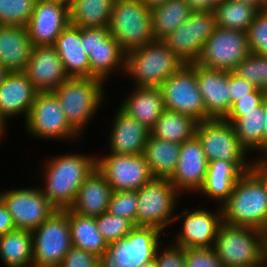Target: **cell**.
Listing matches in <instances>:
<instances>
[{
  "mask_svg": "<svg viewBox=\"0 0 267 267\" xmlns=\"http://www.w3.org/2000/svg\"><path fill=\"white\" fill-rule=\"evenodd\" d=\"M94 156L66 154L45 162V197L57 210L69 209L75 202L78 189L96 167Z\"/></svg>",
  "mask_w": 267,
  "mask_h": 267,
  "instance_id": "cell-1",
  "label": "cell"
},
{
  "mask_svg": "<svg viewBox=\"0 0 267 267\" xmlns=\"http://www.w3.org/2000/svg\"><path fill=\"white\" fill-rule=\"evenodd\" d=\"M220 206L223 222L228 225L267 228V189L252 169L241 175Z\"/></svg>",
  "mask_w": 267,
  "mask_h": 267,
  "instance_id": "cell-2",
  "label": "cell"
},
{
  "mask_svg": "<svg viewBox=\"0 0 267 267\" xmlns=\"http://www.w3.org/2000/svg\"><path fill=\"white\" fill-rule=\"evenodd\" d=\"M184 65L163 40H154L126 53L125 72L135 86L160 87Z\"/></svg>",
  "mask_w": 267,
  "mask_h": 267,
  "instance_id": "cell-3",
  "label": "cell"
},
{
  "mask_svg": "<svg viewBox=\"0 0 267 267\" xmlns=\"http://www.w3.org/2000/svg\"><path fill=\"white\" fill-rule=\"evenodd\" d=\"M104 81L90 77H69L52 92L70 126L80 135L98 111L104 97Z\"/></svg>",
  "mask_w": 267,
  "mask_h": 267,
  "instance_id": "cell-4",
  "label": "cell"
},
{
  "mask_svg": "<svg viewBox=\"0 0 267 267\" xmlns=\"http://www.w3.org/2000/svg\"><path fill=\"white\" fill-rule=\"evenodd\" d=\"M108 29L125 53L155 40L151 10L142 0H115Z\"/></svg>",
  "mask_w": 267,
  "mask_h": 267,
  "instance_id": "cell-5",
  "label": "cell"
},
{
  "mask_svg": "<svg viewBox=\"0 0 267 267\" xmlns=\"http://www.w3.org/2000/svg\"><path fill=\"white\" fill-rule=\"evenodd\" d=\"M162 233L155 227L135 226L125 237L108 244L99 267H140L154 260Z\"/></svg>",
  "mask_w": 267,
  "mask_h": 267,
  "instance_id": "cell-6",
  "label": "cell"
},
{
  "mask_svg": "<svg viewBox=\"0 0 267 267\" xmlns=\"http://www.w3.org/2000/svg\"><path fill=\"white\" fill-rule=\"evenodd\" d=\"M195 135L208 162L215 160L233 162L243 173L251 169L252 162L246 161L245 154L248 151L238 140L232 123L223 118L204 120L198 122Z\"/></svg>",
  "mask_w": 267,
  "mask_h": 267,
  "instance_id": "cell-7",
  "label": "cell"
},
{
  "mask_svg": "<svg viewBox=\"0 0 267 267\" xmlns=\"http://www.w3.org/2000/svg\"><path fill=\"white\" fill-rule=\"evenodd\" d=\"M180 193L169 178L153 177L137 190L136 226L155 227L161 231L175 222L173 212ZM173 214V215H172Z\"/></svg>",
  "mask_w": 267,
  "mask_h": 267,
  "instance_id": "cell-8",
  "label": "cell"
},
{
  "mask_svg": "<svg viewBox=\"0 0 267 267\" xmlns=\"http://www.w3.org/2000/svg\"><path fill=\"white\" fill-rule=\"evenodd\" d=\"M213 248L224 267L262 264V230L223 222Z\"/></svg>",
  "mask_w": 267,
  "mask_h": 267,
  "instance_id": "cell-9",
  "label": "cell"
},
{
  "mask_svg": "<svg viewBox=\"0 0 267 267\" xmlns=\"http://www.w3.org/2000/svg\"><path fill=\"white\" fill-rule=\"evenodd\" d=\"M31 232L33 236V267H58L73 246L68 209L56 210Z\"/></svg>",
  "mask_w": 267,
  "mask_h": 267,
  "instance_id": "cell-10",
  "label": "cell"
},
{
  "mask_svg": "<svg viewBox=\"0 0 267 267\" xmlns=\"http://www.w3.org/2000/svg\"><path fill=\"white\" fill-rule=\"evenodd\" d=\"M165 109L192 116L198 122L211 119L198 89L196 63L185 64L160 86Z\"/></svg>",
  "mask_w": 267,
  "mask_h": 267,
  "instance_id": "cell-11",
  "label": "cell"
},
{
  "mask_svg": "<svg viewBox=\"0 0 267 267\" xmlns=\"http://www.w3.org/2000/svg\"><path fill=\"white\" fill-rule=\"evenodd\" d=\"M250 53L247 32L216 26L205 41L196 63L210 69L233 72Z\"/></svg>",
  "mask_w": 267,
  "mask_h": 267,
  "instance_id": "cell-12",
  "label": "cell"
},
{
  "mask_svg": "<svg viewBox=\"0 0 267 267\" xmlns=\"http://www.w3.org/2000/svg\"><path fill=\"white\" fill-rule=\"evenodd\" d=\"M25 123L26 131L35 138L73 141L80 136L68 123L52 91L37 93Z\"/></svg>",
  "mask_w": 267,
  "mask_h": 267,
  "instance_id": "cell-13",
  "label": "cell"
},
{
  "mask_svg": "<svg viewBox=\"0 0 267 267\" xmlns=\"http://www.w3.org/2000/svg\"><path fill=\"white\" fill-rule=\"evenodd\" d=\"M215 27L214 11H193L163 41L181 61L193 64L199 59L205 41L213 34Z\"/></svg>",
  "mask_w": 267,
  "mask_h": 267,
  "instance_id": "cell-14",
  "label": "cell"
},
{
  "mask_svg": "<svg viewBox=\"0 0 267 267\" xmlns=\"http://www.w3.org/2000/svg\"><path fill=\"white\" fill-rule=\"evenodd\" d=\"M0 200L11 214L16 229L32 231L57 210L45 197L41 187L1 192Z\"/></svg>",
  "mask_w": 267,
  "mask_h": 267,
  "instance_id": "cell-15",
  "label": "cell"
},
{
  "mask_svg": "<svg viewBox=\"0 0 267 267\" xmlns=\"http://www.w3.org/2000/svg\"><path fill=\"white\" fill-rule=\"evenodd\" d=\"M96 167L104 174L113 191H137L153 178L143 154L109 153L96 159Z\"/></svg>",
  "mask_w": 267,
  "mask_h": 267,
  "instance_id": "cell-16",
  "label": "cell"
},
{
  "mask_svg": "<svg viewBox=\"0 0 267 267\" xmlns=\"http://www.w3.org/2000/svg\"><path fill=\"white\" fill-rule=\"evenodd\" d=\"M219 208L216 211L218 213L214 214L205 208L195 209L192 212L185 209L181 214H176L174 221L181 219L183 223L174 244L182 248L213 247L223 223L222 209Z\"/></svg>",
  "mask_w": 267,
  "mask_h": 267,
  "instance_id": "cell-17",
  "label": "cell"
},
{
  "mask_svg": "<svg viewBox=\"0 0 267 267\" xmlns=\"http://www.w3.org/2000/svg\"><path fill=\"white\" fill-rule=\"evenodd\" d=\"M208 164L201 143L194 135L180 144L177 167L169 180L181 194L198 192L205 182Z\"/></svg>",
  "mask_w": 267,
  "mask_h": 267,
  "instance_id": "cell-18",
  "label": "cell"
},
{
  "mask_svg": "<svg viewBox=\"0 0 267 267\" xmlns=\"http://www.w3.org/2000/svg\"><path fill=\"white\" fill-rule=\"evenodd\" d=\"M69 24V8L66 5L53 0H36L26 27L33 46H46L54 45Z\"/></svg>",
  "mask_w": 267,
  "mask_h": 267,
  "instance_id": "cell-19",
  "label": "cell"
},
{
  "mask_svg": "<svg viewBox=\"0 0 267 267\" xmlns=\"http://www.w3.org/2000/svg\"><path fill=\"white\" fill-rule=\"evenodd\" d=\"M23 72L39 92L53 91L69 78L54 45L33 46Z\"/></svg>",
  "mask_w": 267,
  "mask_h": 267,
  "instance_id": "cell-20",
  "label": "cell"
},
{
  "mask_svg": "<svg viewBox=\"0 0 267 267\" xmlns=\"http://www.w3.org/2000/svg\"><path fill=\"white\" fill-rule=\"evenodd\" d=\"M196 78L206 114L211 119L224 118L230 110L229 71L196 63Z\"/></svg>",
  "mask_w": 267,
  "mask_h": 267,
  "instance_id": "cell-21",
  "label": "cell"
},
{
  "mask_svg": "<svg viewBox=\"0 0 267 267\" xmlns=\"http://www.w3.org/2000/svg\"><path fill=\"white\" fill-rule=\"evenodd\" d=\"M38 92L23 71L8 72L0 85L1 119L21 114L26 120Z\"/></svg>",
  "mask_w": 267,
  "mask_h": 267,
  "instance_id": "cell-22",
  "label": "cell"
},
{
  "mask_svg": "<svg viewBox=\"0 0 267 267\" xmlns=\"http://www.w3.org/2000/svg\"><path fill=\"white\" fill-rule=\"evenodd\" d=\"M117 111L110 130V153L143 154L151 131L121 108H118Z\"/></svg>",
  "mask_w": 267,
  "mask_h": 267,
  "instance_id": "cell-23",
  "label": "cell"
},
{
  "mask_svg": "<svg viewBox=\"0 0 267 267\" xmlns=\"http://www.w3.org/2000/svg\"><path fill=\"white\" fill-rule=\"evenodd\" d=\"M112 192L104 174L95 167L78 189L70 209L80 215L98 217L107 212Z\"/></svg>",
  "mask_w": 267,
  "mask_h": 267,
  "instance_id": "cell-24",
  "label": "cell"
},
{
  "mask_svg": "<svg viewBox=\"0 0 267 267\" xmlns=\"http://www.w3.org/2000/svg\"><path fill=\"white\" fill-rule=\"evenodd\" d=\"M32 49L27 27L0 25V65L9 72L23 71Z\"/></svg>",
  "mask_w": 267,
  "mask_h": 267,
  "instance_id": "cell-25",
  "label": "cell"
},
{
  "mask_svg": "<svg viewBox=\"0 0 267 267\" xmlns=\"http://www.w3.org/2000/svg\"><path fill=\"white\" fill-rule=\"evenodd\" d=\"M135 87L120 108L151 131L165 110L161 88Z\"/></svg>",
  "mask_w": 267,
  "mask_h": 267,
  "instance_id": "cell-26",
  "label": "cell"
},
{
  "mask_svg": "<svg viewBox=\"0 0 267 267\" xmlns=\"http://www.w3.org/2000/svg\"><path fill=\"white\" fill-rule=\"evenodd\" d=\"M68 77H90L89 55L81 42V28L69 24L54 44Z\"/></svg>",
  "mask_w": 267,
  "mask_h": 267,
  "instance_id": "cell-27",
  "label": "cell"
},
{
  "mask_svg": "<svg viewBox=\"0 0 267 267\" xmlns=\"http://www.w3.org/2000/svg\"><path fill=\"white\" fill-rule=\"evenodd\" d=\"M242 174L243 172L233 162L210 161L205 182L198 193L223 204Z\"/></svg>",
  "mask_w": 267,
  "mask_h": 267,
  "instance_id": "cell-28",
  "label": "cell"
},
{
  "mask_svg": "<svg viewBox=\"0 0 267 267\" xmlns=\"http://www.w3.org/2000/svg\"><path fill=\"white\" fill-rule=\"evenodd\" d=\"M223 119L232 123L238 140L247 151L259 150L263 154V103L257 107V111L228 112Z\"/></svg>",
  "mask_w": 267,
  "mask_h": 267,
  "instance_id": "cell-29",
  "label": "cell"
},
{
  "mask_svg": "<svg viewBox=\"0 0 267 267\" xmlns=\"http://www.w3.org/2000/svg\"><path fill=\"white\" fill-rule=\"evenodd\" d=\"M68 219L74 247L99 257L107 250L108 243L97 229L96 217L80 215L69 208Z\"/></svg>",
  "mask_w": 267,
  "mask_h": 267,
  "instance_id": "cell-30",
  "label": "cell"
},
{
  "mask_svg": "<svg viewBox=\"0 0 267 267\" xmlns=\"http://www.w3.org/2000/svg\"><path fill=\"white\" fill-rule=\"evenodd\" d=\"M180 144L149 135L143 155L153 177L170 178L177 167Z\"/></svg>",
  "mask_w": 267,
  "mask_h": 267,
  "instance_id": "cell-31",
  "label": "cell"
},
{
  "mask_svg": "<svg viewBox=\"0 0 267 267\" xmlns=\"http://www.w3.org/2000/svg\"><path fill=\"white\" fill-rule=\"evenodd\" d=\"M0 258L6 267H33V236L15 229L0 237Z\"/></svg>",
  "mask_w": 267,
  "mask_h": 267,
  "instance_id": "cell-32",
  "label": "cell"
},
{
  "mask_svg": "<svg viewBox=\"0 0 267 267\" xmlns=\"http://www.w3.org/2000/svg\"><path fill=\"white\" fill-rule=\"evenodd\" d=\"M126 53L110 34L89 54L90 78L106 81L116 69L125 72Z\"/></svg>",
  "mask_w": 267,
  "mask_h": 267,
  "instance_id": "cell-33",
  "label": "cell"
},
{
  "mask_svg": "<svg viewBox=\"0 0 267 267\" xmlns=\"http://www.w3.org/2000/svg\"><path fill=\"white\" fill-rule=\"evenodd\" d=\"M115 0H74L69 7L70 24L80 28L108 27Z\"/></svg>",
  "mask_w": 267,
  "mask_h": 267,
  "instance_id": "cell-34",
  "label": "cell"
},
{
  "mask_svg": "<svg viewBox=\"0 0 267 267\" xmlns=\"http://www.w3.org/2000/svg\"><path fill=\"white\" fill-rule=\"evenodd\" d=\"M198 121L187 114L165 109L151 135L157 139L182 144L195 135Z\"/></svg>",
  "mask_w": 267,
  "mask_h": 267,
  "instance_id": "cell-35",
  "label": "cell"
},
{
  "mask_svg": "<svg viewBox=\"0 0 267 267\" xmlns=\"http://www.w3.org/2000/svg\"><path fill=\"white\" fill-rule=\"evenodd\" d=\"M193 10L185 0H168L151 9L155 40H163L190 17Z\"/></svg>",
  "mask_w": 267,
  "mask_h": 267,
  "instance_id": "cell-36",
  "label": "cell"
},
{
  "mask_svg": "<svg viewBox=\"0 0 267 267\" xmlns=\"http://www.w3.org/2000/svg\"><path fill=\"white\" fill-rule=\"evenodd\" d=\"M258 11L253 5L237 0H218L214 9L216 26L247 32Z\"/></svg>",
  "mask_w": 267,
  "mask_h": 267,
  "instance_id": "cell-37",
  "label": "cell"
},
{
  "mask_svg": "<svg viewBox=\"0 0 267 267\" xmlns=\"http://www.w3.org/2000/svg\"><path fill=\"white\" fill-rule=\"evenodd\" d=\"M233 72L256 88L267 92V56L251 52Z\"/></svg>",
  "mask_w": 267,
  "mask_h": 267,
  "instance_id": "cell-38",
  "label": "cell"
},
{
  "mask_svg": "<svg viewBox=\"0 0 267 267\" xmlns=\"http://www.w3.org/2000/svg\"><path fill=\"white\" fill-rule=\"evenodd\" d=\"M36 0H0V25L26 27Z\"/></svg>",
  "mask_w": 267,
  "mask_h": 267,
  "instance_id": "cell-39",
  "label": "cell"
},
{
  "mask_svg": "<svg viewBox=\"0 0 267 267\" xmlns=\"http://www.w3.org/2000/svg\"><path fill=\"white\" fill-rule=\"evenodd\" d=\"M96 224L108 244L125 237L135 227L129 219L108 212L96 217Z\"/></svg>",
  "mask_w": 267,
  "mask_h": 267,
  "instance_id": "cell-40",
  "label": "cell"
},
{
  "mask_svg": "<svg viewBox=\"0 0 267 267\" xmlns=\"http://www.w3.org/2000/svg\"><path fill=\"white\" fill-rule=\"evenodd\" d=\"M137 191L124 190L113 191L107 212L114 216L129 219L136 226V215L138 212Z\"/></svg>",
  "mask_w": 267,
  "mask_h": 267,
  "instance_id": "cell-41",
  "label": "cell"
},
{
  "mask_svg": "<svg viewBox=\"0 0 267 267\" xmlns=\"http://www.w3.org/2000/svg\"><path fill=\"white\" fill-rule=\"evenodd\" d=\"M248 45L252 53L267 56V9L259 10L249 25Z\"/></svg>",
  "mask_w": 267,
  "mask_h": 267,
  "instance_id": "cell-42",
  "label": "cell"
},
{
  "mask_svg": "<svg viewBox=\"0 0 267 267\" xmlns=\"http://www.w3.org/2000/svg\"><path fill=\"white\" fill-rule=\"evenodd\" d=\"M186 267H224L213 247L185 248Z\"/></svg>",
  "mask_w": 267,
  "mask_h": 267,
  "instance_id": "cell-43",
  "label": "cell"
},
{
  "mask_svg": "<svg viewBox=\"0 0 267 267\" xmlns=\"http://www.w3.org/2000/svg\"><path fill=\"white\" fill-rule=\"evenodd\" d=\"M160 246H158L155 254L157 267H186L185 248L172 243L170 246L165 247V249L163 248L161 252Z\"/></svg>",
  "mask_w": 267,
  "mask_h": 267,
  "instance_id": "cell-44",
  "label": "cell"
},
{
  "mask_svg": "<svg viewBox=\"0 0 267 267\" xmlns=\"http://www.w3.org/2000/svg\"><path fill=\"white\" fill-rule=\"evenodd\" d=\"M100 257L72 246L58 267H99Z\"/></svg>",
  "mask_w": 267,
  "mask_h": 267,
  "instance_id": "cell-45",
  "label": "cell"
},
{
  "mask_svg": "<svg viewBox=\"0 0 267 267\" xmlns=\"http://www.w3.org/2000/svg\"><path fill=\"white\" fill-rule=\"evenodd\" d=\"M267 92L256 88L252 93L247 94L244 98H240L231 105L229 112H250L257 111L265 97Z\"/></svg>",
  "mask_w": 267,
  "mask_h": 267,
  "instance_id": "cell-46",
  "label": "cell"
},
{
  "mask_svg": "<svg viewBox=\"0 0 267 267\" xmlns=\"http://www.w3.org/2000/svg\"><path fill=\"white\" fill-rule=\"evenodd\" d=\"M256 87L234 72H229L230 108L240 98L252 93Z\"/></svg>",
  "mask_w": 267,
  "mask_h": 267,
  "instance_id": "cell-47",
  "label": "cell"
},
{
  "mask_svg": "<svg viewBox=\"0 0 267 267\" xmlns=\"http://www.w3.org/2000/svg\"><path fill=\"white\" fill-rule=\"evenodd\" d=\"M108 35V27L81 28V42L85 52L89 55Z\"/></svg>",
  "mask_w": 267,
  "mask_h": 267,
  "instance_id": "cell-48",
  "label": "cell"
},
{
  "mask_svg": "<svg viewBox=\"0 0 267 267\" xmlns=\"http://www.w3.org/2000/svg\"><path fill=\"white\" fill-rule=\"evenodd\" d=\"M15 229V224L11 214L4 203L0 200V237Z\"/></svg>",
  "mask_w": 267,
  "mask_h": 267,
  "instance_id": "cell-49",
  "label": "cell"
},
{
  "mask_svg": "<svg viewBox=\"0 0 267 267\" xmlns=\"http://www.w3.org/2000/svg\"><path fill=\"white\" fill-rule=\"evenodd\" d=\"M193 11H214L218 0H185Z\"/></svg>",
  "mask_w": 267,
  "mask_h": 267,
  "instance_id": "cell-50",
  "label": "cell"
},
{
  "mask_svg": "<svg viewBox=\"0 0 267 267\" xmlns=\"http://www.w3.org/2000/svg\"><path fill=\"white\" fill-rule=\"evenodd\" d=\"M252 162L251 169L261 178L267 189V157L260 158Z\"/></svg>",
  "mask_w": 267,
  "mask_h": 267,
  "instance_id": "cell-51",
  "label": "cell"
},
{
  "mask_svg": "<svg viewBox=\"0 0 267 267\" xmlns=\"http://www.w3.org/2000/svg\"><path fill=\"white\" fill-rule=\"evenodd\" d=\"M264 109V133H263V156L267 157V96L263 100Z\"/></svg>",
  "mask_w": 267,
  "mask_h": 267,
  "instance_id": "cell-52",
  "label": "cell"
},
{
  "mask_svg": "<svg viewBox=\"0 0 267 267\" xmlns=\"http://www.w3.org/2000/svg\"><path fill=\"white\" fill-rule=\"evenodd\" d=\"M262 264L267 267V228L262 230Z\"/></svg>",
  "mask_w": 267,
  "mask_h": 267,
  "instance_id": "cell-53",
  "label": "cell"
},
{
  "mask_svg": "<svg viewBox=\"0 0 267 267\" xmlns=\"http://www.w3.org/2000/svg\"><path fill=\"white\" fill-rule=\"evenodd\" d=\"M237 1L253 5L258 10L267 9V0H237Z\"/></svg>",
  "mask_w": 267,
  "mask_h": 267,
  "instance_id": "cell-54",
  "label": "cell"
},
{
  "mask_svg": "<svg viewBox=\"0 0 267 267\" xmlns=\"http://www.w3.org/2000/svg\"><path fill=\"white\" fill-rule=\"evenodd\" d=\"M142 1L151 10L154 7L165 4L168 0H142Z\"/></svg>",
  "mask_w": 267,
  "mask_h": 267,
  "instance_id": "cell-55",
  "label": "cell"
},
{
  "mask_svg": "<svg viewBox=\"0 0 267 267\" xmlns=\"http://www.w3.org/2000/svg\"><path fill=\"white\" fill-rule=\"evenodd\" d=\"M8 70L3 67L2 65H0V85L3 83L6 75L8 74Z\"/></svg>",
  "mask_w": 267,
  "mask_h": 267,
  "instance_id": "cell-56",
  "label": "cell"
},
{
  "mask_svg": "<svg viewBox=\"0 0 267 267\" xmlns=\"http://www.w3.org/2000/svg\"><path fill=\"white\" fill-rule=\"evenodd\" d=\"M57 3L66 5L68 8L73 4L74 0H53Z\"/></svg>",
  "mask_w": 267,
  "mask_h": 267,
  "instance_id": "cell-57",
  "label": "cell"
},
{
  "mask_svg": "<svg viewBox=\"0 0 267 267\" xmlns=\"http://www.w3.org/2000/svg\"><path fill=\"white\" fill-rule=\"evenodd\" d=\"M5 123L6 122H4L2 119H1V117H0V137L2 138V136H3V132H4V130H5Z\"/></svg>",
  "mask_w": 267,
  "mask_h": 267,
  "instance_id": "cell-58",
  "label": "cell"
},
{
  "mask_svg": "<svg viewBox=\"0 0 267 267\" xmlns=\"http://www.w3.org/2000/svg\"><path fill=\"white\" fill-rule=\"evenodd\" d=\"M140 267H157V265H156V261L154 259L148 263L142 264Z\"/></svg>",
  "mask_w": 267,
  "mask_h": 267,
  "instance_id": "cell-59",
  "label": "cell"
},
{
  "mask_svg": "<svg viewBox=\"0 0 267 267\" xmlns=\"http://www.w3.org/2000/svg\"><path fill=\"white\" fill-rule=\"evenodd\" d=\"M226 267H262V264H254V265H234V266H226Z\"/></svg>",
  "mask_w": 267,
  "mask_h": 267,
  "instance_id": "cell-60",
  "label": "cell"
}]
</instances>
